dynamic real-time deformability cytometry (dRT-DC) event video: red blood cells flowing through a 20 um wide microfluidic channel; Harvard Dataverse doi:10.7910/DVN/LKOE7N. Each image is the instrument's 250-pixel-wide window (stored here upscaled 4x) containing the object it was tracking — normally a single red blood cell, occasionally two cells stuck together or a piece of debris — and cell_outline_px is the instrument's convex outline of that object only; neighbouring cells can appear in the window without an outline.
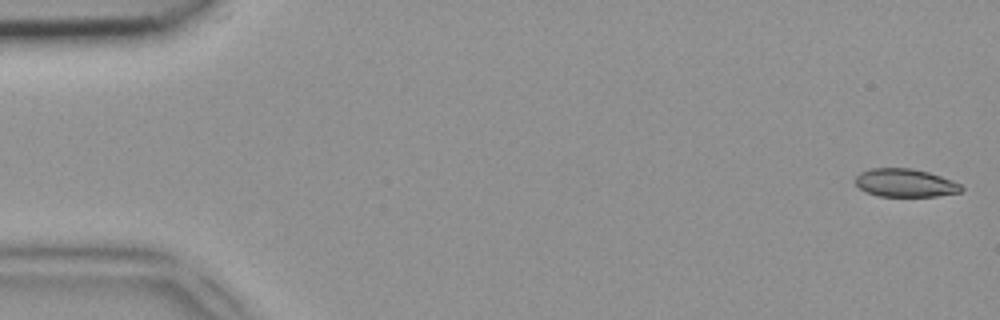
{"species": "common noctule bat (a hibernating species)", "species_latin": "Nyctalus noctula", "temperature_condition": "room temperature", "stored_images_in_passage": 48, "camera_frame_rate_fps": 3000, "um_per_image_px": 0.085, "animal": {"sex": "female", "body_mass_g": 18.4}, "frame": {"image": 1, "passage_image": 1, "time_ms": 0.0, "image_size_px": [1000, 320], "cell_outline_px": [[964, 188], [960, 192], [936, 196], [880, 196], [868, 192], [860, 188], [856, 184], [856, 176], [860, 172], [872, 168], [912, 168], [928, 172], [952, 180], [960, 184]], "centroid_in_image_um": [76.95, 15.54], "position_along_channel_um": 8.0, "area_um2": 17.22}}
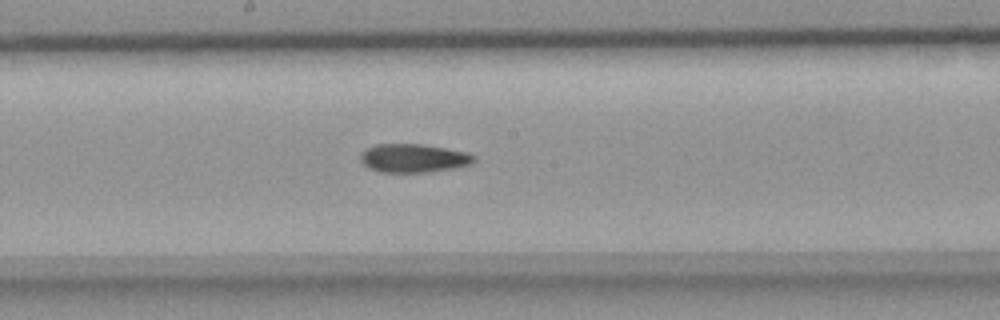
{"frame": {"image": 2, "passage_image": 25, "time_ms": 8.0, "image_size_px": [1000, 320], "cell_outline_px": [[476, 160], [472, 164], [456, 168], [428, 172], [380, 172], [368, 168], [360, 160], [360, 152], [364, 148], [376, 144], [424, 144], [468, 152], [476, 156]], "centroid_in_image_um": [35.15, 13.44], "position_along_channel_um": 213.0, "area_um2": 19.25}}
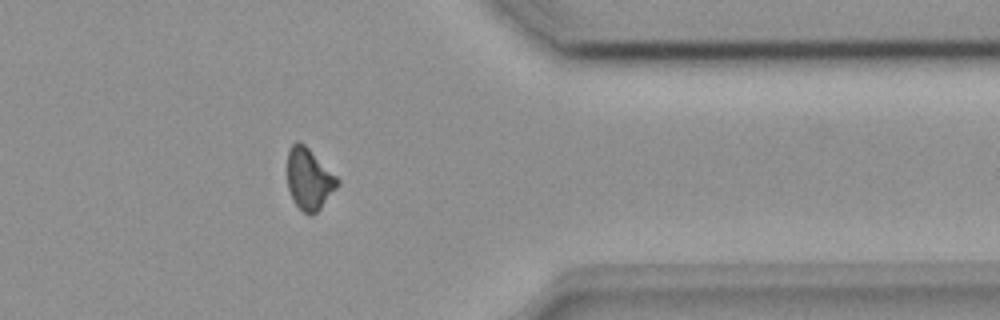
{"frame": {"image": 3, "passage_image": 38, "time_ms": 12.333, "image_size_px": [1000, 320], "cell_outline_px": [[340, 184], [320, 208], [312, 216], [304, 212], [292, 200], [288, 188], [288, 152], [292, 144], [296, 140], [300, 140], [340, 180]], "centroid_in_image_um": [26.27, 15.21], "position_along_channel_um": 385.1, "area_um2": 17.74}}